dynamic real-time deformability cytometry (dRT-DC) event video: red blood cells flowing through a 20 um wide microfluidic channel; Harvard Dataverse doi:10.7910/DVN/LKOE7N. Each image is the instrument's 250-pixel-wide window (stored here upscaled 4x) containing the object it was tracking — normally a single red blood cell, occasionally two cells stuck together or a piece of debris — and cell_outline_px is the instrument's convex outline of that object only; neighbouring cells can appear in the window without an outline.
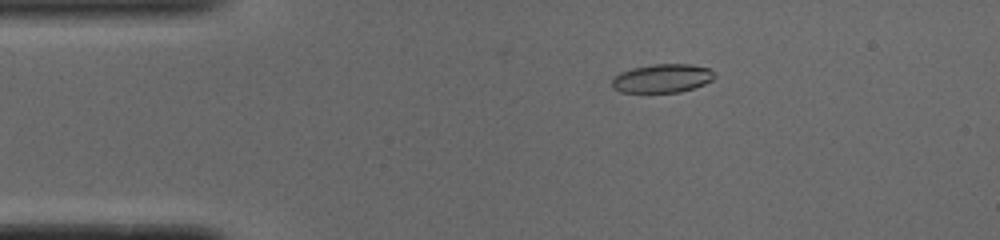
{"species": "common noctule bat (a hibernating species)", "species_latin": "Nyctalus noctula", "temperature_condition": "cold", "stored_images_in_passage": 51, "camera_frame_rate_fps": 3000, "um_per_image_px": 0.085, "animal": {"sex": "male", "body_mass_g": 19.0, "forearm_length_mm": 50.8}, "frame": {"image": 1, "passage_image": 9, "time_ms": 2.667, "image_size_px": [1000, 240], "cell_outline_px": [[716, 76], [712, 80], [704, 84], [680, 92], [620, 92], [612, 88], [612, 80], [620, 72], [632, 68], [652, 64], [692, 64], [708, 68]], "centroid_in_image_um": [56.28, 6.65], "position_along_channel_um": 28.7, "area_um2": 17.05}}
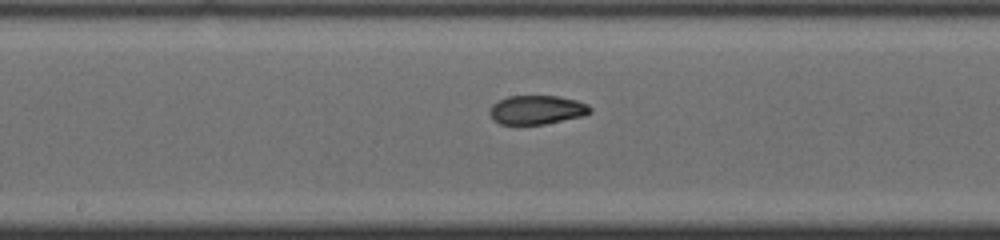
{"frame": {"image": 2, "passage_image": 26, "time_ms": 8.333, "image_size_px": [1000, 240], "cell_outline_px": [[592, 112], [584, 116], [544, 124], [500, 124], [492, 120], [488, 112], [492, 104], [508, 96], [560, 96], [576, 100], [588, 104], [592, 108]], "centroid_in_image_um": [45.64, 9.34], "position_along_channel_um": 202.6, "area_um2": 17.11}}
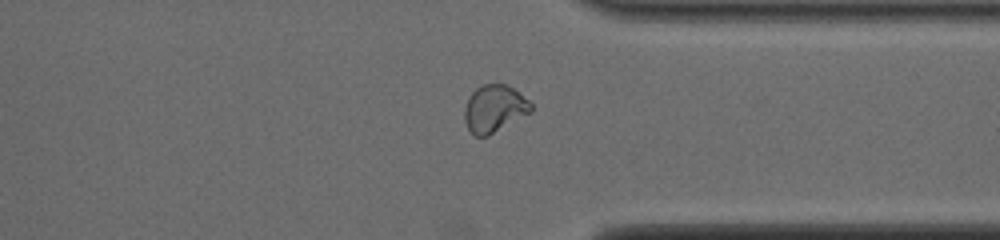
{"frame": {"image": 3, "passage_image": 39, "time_ms": 12.667, "image_size_px": [1000, 240], "cell_outline_px": [[532, 112], [488, 136], [476, 136], [468, 128], [464, 120], [464, 108], [468, 96], [476, 88], [484, 84], [504, 84], [512, 88], [528, 100], [532, 104]], "centroid_in_image_um": [42.0, 9.24], "position_along_channel_um": 369.4, "area_um2": 18.26}, "authors_computed_cell_mechanics": {"area_um2": 17.629, "velocity_mm_per_s": 3.8998, "shape_relaxation_time_tau1_ms": null, "shape_relaxation_time_tau2_ms": 1.5151, "deformation_change_tau1": null, "deformation_change_tau2": 0.0516}}